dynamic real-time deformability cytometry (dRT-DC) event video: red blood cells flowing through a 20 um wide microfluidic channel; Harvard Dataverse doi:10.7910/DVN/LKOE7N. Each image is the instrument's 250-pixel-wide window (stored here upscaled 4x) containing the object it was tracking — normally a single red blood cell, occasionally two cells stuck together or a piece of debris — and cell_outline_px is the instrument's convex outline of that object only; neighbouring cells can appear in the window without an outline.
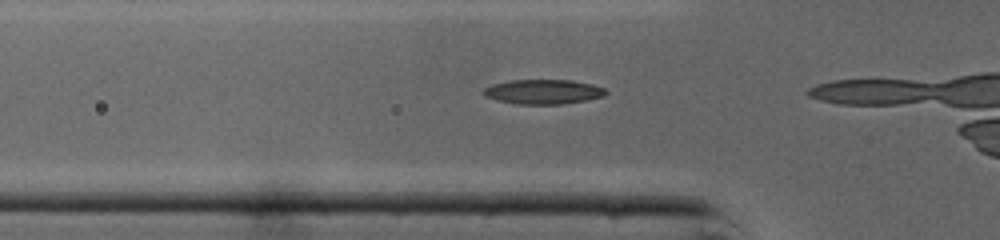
{"species": "common noctule bat (a hibernating species)", "species_latin": "Nyctalus noctula", "temperature_condition": "cold", "stored_images_in_passage": 8, "camera_frame_rate_fps": 3000, "um_per_image_px": 0.085, "animal": {"sex": "male", "body_mass_g": 19.0, "forearm_length_mm": 50.8}, "frame": {"image": 1, "passage_image": 7, "time_ms": 2.0, "image_size_px": [1000, 240], "cell_outline_px": [[608, 92], [604, 96], [564, 104], [520, 104], [500, 100], [484, 96], [480, 92], [484, 88], [492, 84], [512, 80], [572, 80], [592, 84], [604, 88]], "centroid_in_image_um": [46.17, 7.79], "position_along_channel_um": 79.6, "area_um2": 17.46}}